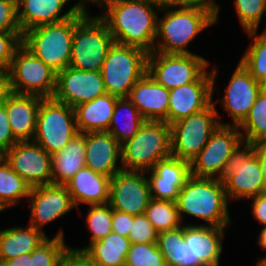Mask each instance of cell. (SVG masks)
<instances>
[{
    "mask_svg": "<svg viewBox=\"0 0 266 266\" xmlns=\"http://www.w3.org/2000/svg\"><path fill=\"white\" fill-rule=\"evenodd\" d=\"M95 5L104 8L98 16L115 43L154 51L160 9L150 0H100Z\"/></svg>",
    "mask_w": 266,
    "mask_h": 266,
    "instance_id": "1",
    "label": "cell"
},
{
    "mask_svg": "<svg viewBox=\"0 0 266 266\" xmlns=\"http://www.w3.org/2000/svg\"><path fill=\"white\" fill-rule=\"evenodd\" d=\"M219 5L198 4L162 9L157 24L154 51L163 54H192L187 47L202 31L218 22ZM165 12V13H164Z\"/></svg>",
    "mask_w": 266,
    "mask_h": 266,
    "instance_id": "2",
    "label": "cell"
},
{
    "mask_svg": "<svg viewBox=\"0 0 266 266\" xmlns=\"http://www.w3.org/2000/svg\"><path fill=\"white\" fill-rule=\"evenodd\" d=\"M176 205L181 221L187 214L203 220L205 225L232 226L224 183L217 178L190 176L179 192Z\"/></svg>",
    "mask_w": 266,
    "mask_h": 266,
    "instance_id": "3",
    "label": "cell"
},
{
    "mask_svg": "<svg viewBox=\"0 0 266 266\" xmlns=\"http://www.w3.org/2000/svg\"><path fill=\"white\" fill-rule=\"evenodd\" d=\"M87 7L67 20L30 28L23 33L22 44L56 73L64 70L71 61L75 26L89 13Z\"/></svg>",
    "mask_w": 266,
    "mask_h": 266,
    "instance_id": "4",
    "label": "cell"
},
{
    "mask_svg": "<svg viewBox=\"0 0 266 266\" xmlns=\"http://www.w3.org/2000/svg\"><path fill=\"white\" fill-rule=\"evenodd\" d=\"M171 156V125L165 121L146 120L139 131L121 144L123 170L146 172Z\"/></svg>",
    "mask_w": 266,
    "mask_h": 266,
    "instance_id": "5",
    "label": "cell"
},
{
    "mask_svg": "<svg viewBox=\"0 0 266 266\" xmlns=\"http://www.w3.org/2000/svg\"><path fill=\"white\" fill-rule=\"evenodd\" d=\"M148 54L141 48L114 42L100 71L106 93L128 97L133 86L147 73Z\"/></svg>",
    "mask_w": 266,
    "mask_h": 266,
    "instance_id": "6",
    "label": "cell"
},
{
    "mask_svg": "<svg viewBox=\"0 0 266 266\" xmlns=\"http://www.w3.org/2000/svg\"><path fill=\"white\" fill-rule=\"evenodd\" d=\"M114 39L107 24L88 13L74 30L69 66L83 71H101Z\"/></svg>",
    "mask_w": 266,
    "mask_h": 266,
    "instance_id": "7",
    "label": "cell"
},
{
    "mask_svg": "<svg viewBox=\"0 0 266 266\" xmlns=\"http://www.w3.org/2000/svg\"><path fill=\"white\" fill-rule=\"evenodd\" d=\"M6 72L10 92L53 98L57 73L23 44L15 50Z\"/></svg>",
    "mask_w": 266,
    "mask_h": 266,
    "instance_id": "8",
    "label": "cell"
},
{
    "mask_svg": "<svg viewBox=\"0 0 266 266\" xmlns=\"http://www.w3.org/2000/svg\"><path fill=\"white\" fill-rule=\"evenodd\" d=\"M215 103L213 100L206 109L171 124L172 156L191 163L218 126L229 125L218 119Z\"/></svg>",
    "mask_w": 266,
    "mask_h": 266,
    "instance_id": "9",
    "label": "cell"
},
{
    "mask_svg": "<svg viewBox=\"0 0 266 266\" xmlns=\"http://www.w3.org/2000/svg\"><path fill=\"white\" fill-rule=\"evenodd\" d=\"M244 146V147H243ZM263 172L251 143L242 142L232 152L219 180L227 200H244L264 193Z\"/></svg>",
    "mask_w": 266,
    "mask_h": 266,
    "instance_id": "10",
    "label": "cell"
},
{
    "mask_svg": "<svg viewBox=\"0 0 266 266\" xmlns=\"http://www.w3.org/2000/svg\"><path fill=\"white\" fill-rule=\"evenodd\" d=\"M78 134L74 108L54 98L41 100L33 142L54 155Z\"/></svg>",
    "mask_w": 266,
    "mask_h": 266,
    "instance_id": "11",
    "label": "cell"
},
{
    "mask_svg": "<svg viewBox=\"0 0 266 266\" xmlns=\"http://www.w3.org/2000/svg\"><path fill=\"white\" fill-rule=\"evenodd\" d=\"M209 61L197 54H163L150 52L147 73L160 85L171 90L194 82L209 66Z\"/></svg>",
    "mask_w": 266,
    "mask_h": 266,
    "instance_id": "12",
    "label": "cell"
},
{
    "mask_svg": "<svg viewBox=\"0 0 266 266\" xmlns=\"http://www.w3.org/2000/svg\"><path fill=\"white\" fill-rule=\"evenodd\" d=\"M242 142L238 126L219 125L208 143L190 163L191 176L219 179L232 152Z\"/></svg>",
    "mask_w": 266,
    "mask_h": 266,
    "instance_id": "13",
    "label": "cell"
},
{
    "mask_svg": "<svg viewBox=\"0 0 266 266\" xmlns=\"http://www.w3.org/2000/svg\"><path fill=\"white\" fill-rule=\"evenodd\" d=\"M216 68L213 66L210 72L207 68L194 82L169 90V125L206 109L213 102Z\"/></svg>",
    "mask_w": 266,
    "mask_h": 266,
    "instance_id": "14",
    "label": "cell"
},
{
    "mask_svg": "<svg viewBox=\"0 0 266 266\" xmlns=\"http://www.w3.org/2000/svg\"><path fill=\"white\" fill-rule=\"evenodd\" d=\"M2 156L31 188L52 184V155L39 144L17 142Z\"/></svg>",
    "mask_w": 266,
    "mask_h": 266,
    "instance_id": "15",
    "label": "cell"
},
{
    "mask_svg": "<svg viewBox=\"0 0 266 266\" xmlns=\"http://www.w3.org/2000/svg\"><path fill=\"white\" fill-rule=\"evenodd\" d=\"M145 173L122 169L111 178L109 204L112 209L134 216L145 213L151 199Z\"/></svg>",
    "mask_w": 266,
    "mask_h": 266,
    "instance_id": "16",
    "label": "cell"
},
{
    "mask_svg": "<svg viewBox=\"0 0 266 266\" xmlns=\"http://www.w3.org/2000/svg\"><path fill=\"white\" fill-rule=\"evenodd\" d=\"M106 94L100 71H83L67 67L57 73L53 98L74 108Z\"/></svg>",
    "mask_w": 266,
    "mask_h": 266,
    "instance_id": "17",
    "label": "cell"
},
{
    "mask_svg": "<svg viewBox=\"0 0 266 266\" xmlns=\"http://www.w3.org/2000/svg\"><path fill=\"white\" fill-rule=\"evenodd\" d=\"M28 199L31 201L29 225L40 231L76 207L66 186L61 184L32 187Z\"/></svg>",
    "mask_w": 266,
    "mask_h": 266,
    "instance_id": "18",
    "label": "cell"
},
{
    "mask_svg": "<svg viewBox=\"0 0 266 266\" xmlns=\"http://www.w3.org/2000/svg\"><path fill=\"white\" fill-rule=\"evenodd\" d=\"M264 86L260 84L239 61L233 72L225 95L221 100L223 108L230 118L233 126H239L248 116Z\"/></svg>",
    "mask_w": 266,
    "mask_h": 266,
    "instance_id": "19",
    "label": "cell"
},
{
    "mask_svg": "<svg viewBox=\"0 0 266 266\" xmlns=\"http://www.w3.org/2000/svg\"><path fill=\"white\" fill-rule=\"evenodd\" d=\"M148 182L152 199L176 202L180 190L191 176L190 163L174 156L159 160L151 170Z\"/></svg>",
    "mask_w": 266,
    "mask_h": 266,
    "instance_id": "20",
    "label": "cell"
},
{
    "mask_svg": "<svg viewBox=\"0 0 266 266\" xmlns=\"http://www.w3.org/2000/svg\"><path fill=\"white\" fill-rule=\"evenodd\" d=\"M228 227L183 224V237L191 247L192 266H219Z\"/></svg>",
    "mask_w": 266,
    "mask_h": 266,
    "instance_id": "21",
    "label": "cell"
},
{
    "mask_svg": "<svg viewBox=\"0 0 266 266\" xmlns=\"http://www.w3.org/2000/svg\"><path fill=\"white\" fill-rule=\"evenodd\" d=\"M69 1L17 0V18L22 33L39 25L67 20L84 6L83 0H79L66 13L62 14L64 6Z\"/></svg>",
    "mask_w": 266,
    "mask_h": 266,
    "instance_id": "22",
    "label": "cell"
},
{
    "mask_svg": "<svg viewBox=\"0 0 266 266\" xmlns=\"http://www.w3.org/2000/svg\"><path fill=\"white\" fill-rule=\"evenodd\" d=\"M43 97L9 92L4 99L9 124L18 142L32 141Z\"/></svg>",
    "mask_w": 266,
    "mask_h": 266,
    "instance_id": "23",
    "label": "cell"
},
{
    "mask_svg": "<svg viewBox=\"0 0 266 266\" xmlns=\"http://www.w3.org/2000/svg\"><path fill=\"white\" fill-rule=\"evenodd\" d=\"M121 144L108 132L86 133L85 165L94 172L113 177L122 170Z\"/></svg>",
    "mask_w": 266,
    "mask_h": 266,
    "instance_id": "24",
    "label": "cell"
},
{
    "mask_svg": "<svg viewBox=\"0 0 266 266\" xmlns=\"http://www.w3.org/2000/svg\"><path fill=\"white\" fill-rule=\"evenodd\" d=\"M145 120L168 124L169 90L146 73L133 86L127 97Z\"/></svg>",
    "mask_w": 266,
    "mask_h": 266,
    "instance_id": "25",
    "label": "cell"
},
{
    "mask_svg": "<svg viewBox=\"0 0 266 266\" xmlns=\"http://www.w3.org/2000/svg\"><path fill=\"white\" fill-rule=\"evenodd\" d=\"M111 177L94 172L89 167L81 168L65 186L75 206L82 204H106L110 200Z\"/></svg>",
    "mask_w": 266,
    "mask_h": 266,
    "instance_id": "26",
    "label": "cell"
},
{
    "mask_svg": "<svg viewBox=\"0 0 266 266\" xmlns=\"http://www.w3.org/2000/svg\"><path fill=\"white\" fill-rule=\"evenodd\" d=\"M118 98L106 93L74 107L78 133L108 131Z\"/></svg>",
    "mask_w": 266,
    "mask_h": 266,
    "instance_id": "27",
    "label": "cell"
},
{
    "mask_svg": "<svg viewBox=\"0 0 266 266\" xmlns=\"http://www.w3.org/2000/svg\"><path fill=\"white\" fill-rule=\"evenodd\" d=\"M86 133H78L61 151L52 155V184L65 185L85 167Z\"/></svg>",
    "mask_w": 266,
    "mask_h": 266,
    "instance_id": "28",
    "label": "cell"
},
{
    "mask_svg": "<svg viewBox=\"0 0 266 266\" xmlns=\"http://www.w3.org/2000/svg\"><path fill=\"white\" fill-rule=\"evenodd\" d=\"M48 236L28 225L0 230V262L33 252Z\"/></svg>",
    "mask_w": 266,
    "mask_h": 266,
    "instance_id": "29",
    "label": "cell"
},
{
    "mask_svg": "<svg viewBox=\"0 0 266 266\" xmlns=\"http://www.w3.org/2000/svg\"><path fill=\"white\" fill-rule=\"evenodd\" d=\"M130 240L111 232L101 240L75 250L83 251L96 266H125Z\"/></svg>",
    "mask_w": 266,
    "mask_h": 266,
    "instance_id": "30",
    "label": "cell"
},
{
    "mask_svg": "<svg viewBox=\"0 0 266 266\" xmlns=\"http://www.w3.org/2000/svg\"><path fill=\"white\" fill-rule=\"evenodd\" d=\"M146 120L137 107L127 98H118L108 132L120 143L131 139Z\"/></svg>",
    "mask_w": 266,
    "mask_h": 266,
    "instance_id": "31",
    "label": "cell"
},
{
    "mask_svg": "<svg viewBox=\"0 0 266 266\" xmlns=\"http://www.w3.org/2000/svg\"><path fill=\"white\" fill-rule=\"evenodd\" d=\"M157 246L166 266H192L191 247L183 237V225L158 233Z\"/></svg>",
    "mask_w": 266,
    "mask_h": 266,
    "instance_id": "32",
    "label": "cell"
},
{
    "mask_svg": "<svg viewBox=\"0 0 266 266\" xmlns=\"http://www.w3.org/2000/svg\"><path fill=\"white\" fill-rule=\"evenodd\" d=\"M30 189L31 187L0 155V207L2 210L17 205L25 197L28 198Z\"/></svg>",
    "mask_w": 266,
    "mask_h": 266,
    "instance_id": "33",
    "label": "cell"
},
{
    "mask_svg": "<svg viewBox=\"0 0 266 266\" xmlns=\"http://www.w3.org/2000/svg\"><path fill=\"white\" fill-rule=\"evenodd\" d=\"M253 42L239 60L250 74L266 87V30L260 35L258 31H247Z\"/></svg>",
    "mask_w": 266,
    "mask_h": 266,
    "instance_id": "34",
    "label": "cell"
},
{
    "mask_svg": "<svg viewBox=\"0 0 266 266\" xmlns=\"http://www.w3.org/2000/svg\"><path fill=\"white\" fill-rule=\"evenodd\" d=\"M244 142L266 139V87L259 93L248 116L238 126Z\"/></svg>",
    "mask_w": 266,
    "mask_h": 266,
    "instance_id": "35",
    "label": "cell"
},
{
    "mask_svg": "<svg viewBox=\"0 0 266 266\" xmlns=\"http://www.w3.org/2000/svg\"><path fill=\"white\" fill-rule=\"evenodd\" d=\"M144 214L158 233L178 228L183 224L176 202L173 201L151 198Z\"/></svg>",
    "mask_w": 266,
    "mask_h": 266,
    "instance_id": "36",
    "label": "cell"
},
{
    "mask_svg": "<svg viewBox=\"0 0 266 266\" xmlns=\"http://www.w3.org/2000/svg\"><path fill=\"white\" fill-rule=\"evenodd\" d=\"M62 230L49 237L30 253V266H60L61 258L68 246Z\"/></svg>",
    "mask_w": 266,
    "mask_h": 266,
    "instance_id": "37",
    "label": "cell"
},
{
    "mask_svg": "<svg viewBox=\"0 0 266 266\" xmlns=\"http://www.w3.org/2000/svg\"><path fill=\"white\" fill-rule=\"evenodd\" d=\"M85 222L91 232L89 245L106 237L112 232V208L110 204L89 205Z\"/></svg>",
    "mask_w": 266,
    "mask_h": 266,
    "instance_id": "38",
    "label": "cell"
},
{
    "mask_svg": "<svg viewBox=\"0 0 266 266\" xmlns=\"http://www.w3.org/2000/svg\"><path fill=\"white\" fill-rule=\"evenodd\" d=\"M233 3L243 31H258L266 13V0H234Z\"/></svg>",
    "mask_w": 266,
    "mask_h": 266,
    "instance_id": "39",
    "label": "cell"
},
{
    "mask_svg": "<svg viewBox=\"0 0 266 266\" xmlns=\"http://www.w3.org/2000/svg\"><path fill=\"white\" fill-rule=\"evenodd\" d=\"M125 266H166L157 243L131 244Z\"/></svg>",
    "mask_w": 266,
    "mask_h": 266,
    "instance_id": "40",
    "label": "cell"
},
{
    "mask_svg": "<svg viewBox=\"0 0 266 266\" xmlns=\"http://www.w3.org/2000/svg\"><path fill=\"white\" fill-rule=\"evenodd\" d=\"M130 233L128 239L131 244H147L156 243L158 232L155 230L151 222L145 214L133 215Z\"/></svg>",
    "mask_w": 266,
    "mask_h": 266,
    "instance_id": "41",
    "label": "cell"
},
{
    "mask_svg": "<svg viewBox=\"0 0 266 266\" xmlns=\"http://www.w3.org/2000/svg\"><path fill=\"white\" fill-rule=\"evenodd\" d=\"M22 32L0 31V70L7 71L15 50L22 44Z\"/></svg>",
    "mask_w": 266,
    "mask_h": 266,
    "instance_id": "42",
    "label": "cell"
},
{
    "mask_svg": "<svg viewBox=\"0 0 266 266\" xmlns=\"http://www.w3.org/2000/svg\"><path fill=\"white\" fill-rule=\"evenodd\" d=\"M0 31L22 32L17 18V0H0Z\"/></svg>",
    "mask_w": 266,
    "mask_h": 266,
    "instance_id": "43",
    "label": "cell"
},
{
    "mask_svg": "<svg viewBox=\"0 0 266 266\" xmlns=\"http://www.w3.org/2000/svg\"><path fill=\"white\" fill-rule=\"evenodd\" d=\"M18 141L15 139L9 124L6 107L0 105V155L12 148Z\"/></svg>",
    "mask_w": 266,
    "mask_h": 266,
    "instance_id": "44",
    "label": "cell"
},
{
    "mask_svg": "<svg viewBox=\"0 0 266 266\" xmlns=\"http://www.w3.org/2000/svg\"><path fill=\"white\" fill-rule=\"evenodd\" d=\"M133 221V215L123 213L112 209V231L121 235L122 237H128L130 233L131 223Z\"/></svg>",
    "mask_w": 266,
    "mask_h": 266,
    "instance_id": "45",
    "label": "cell"
},
{
    "mask_svg": "<svg viewBox=\"0 0 266 266\" xmlns=\"http://www.w3.org/2000/svg\"><path fill=\"white\" fill-rule=\"evenodd\" d=\"M60 266H96L83 252L69 247L63 254Z\"/></svg>",
    "mask_w": 266,
    "mask_h": 266,
    "instance_id": "46",
    "label": "cell"
},
{
    "mask_svg": "<svg viewBox=\"0 0 266 266\" xmlns=\"http://www.w3.org/2000/svg\"><path fill=\"white\" fill-rule=\"evenodd\" d=\"M160 10L168 8H184L198 4H216L215 0H150Z\"/></svg>",
    "mask_w": 266,
    "mask_h": 266,
    "instance_id": "47",
    "label": "cell"
},
{
    "mask_svg": "<svg viewBox=\"0 0 266 266\" xmlns=\"http://www.w3.org/2000/svg\"><path fill=\"white\" fill-rule=\"evenodd\" d=\"M253 200L251 203L252 216L259 224L266 226V192L249 198Z\"/></svg>",
    "mask_w": 266,
    "mask_h": 266,
    "instance_id": "48",
    "label": "cell"
},
{
    "mask_svg": "<svg viewBox=\"0 0 266 266\" xmlns=\"http://www.w3.org/2000/svg\"><path fill=\"white\" fill-rule=\"evenodd\" d=\"M263 172L264 193L266 192V139L251 143Z\"/></svg>",
    "mask_w": 266,
    "mask_h": 266,
    "instance_id": "49",
    "label": "cell"
},
{
    "mask_svg": "<svg viewBox=\"0 0 266 266\" xmlns=\"http://www.w3.org/2000/svg\"><path fill=\"white\" fill-rule=\"evenodd\" d=\"M0 266H30V253L22 254L10 260L0 262Z\"/></svg>",
    "mask_w": 266,
    "mask_h": 266,
    "instance_id": "50",
    "label": "cell"
},
{
    "mask_svg": "<svg viewBox=\"0 0 266 266\" xmlns=\"http://www.w3.org/2000/svg\"><path fill=\"white\" fill-rule=\"evenodd\" d=\"M9 92L10 91L7 72L0 70V105L3 104L5 96Z\"/></svg>",
    "mask_w": 266,
    "mask_h": 266,
    "instance_id": "51",
    "label": "cell"
},
{
    "mask_svg": "<svg viewBox=\"0 0 266 266\" xmlns=\"http://www.w3.org/2000/svg\"><path fill=\"white\" fill-rule=\"evenodd\" d=\"M258 244L262 247V249L266 250V226H263L259 236H258ZM266 265V256L257 259L255 266H265Z\"/></svg>",
    "mask_w": 266,
    "mask_h": 266,
    "instance_id": "52",
    "label": "cell"
},
{
    "mask_svg": "<svg viewBox=\"0 0 266 266\" xmlns=\"http://www.w3.org/2000/svg\"><path fill=\"white\" fill-rule=\"evenodd\" d=\"M100 0H83L84 5L86 6L87 3H93L96 4L97 2H99Z\"/></svg>",
    "mask_w": 266,
    "mask_h": 266,
    "instance_id": "53",
    "label": "cell"
}]
</instances>
